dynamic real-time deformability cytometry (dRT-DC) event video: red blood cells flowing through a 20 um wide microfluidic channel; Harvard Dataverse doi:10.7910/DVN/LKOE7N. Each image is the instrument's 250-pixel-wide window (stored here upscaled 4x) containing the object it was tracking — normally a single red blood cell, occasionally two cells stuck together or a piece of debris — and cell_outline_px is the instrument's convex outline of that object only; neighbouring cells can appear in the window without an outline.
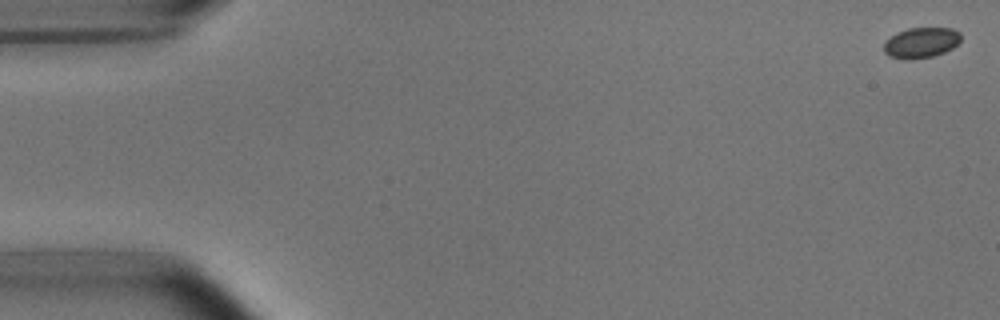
{"species": "common noctule bat (a hibernating species)", "species_latin": "Nyctalus noctula", "temperature_condition": "room temperature", "stored_images_in_passage": 3, "camera_frame_rate_fps": 3000, "um_per_image_px": 0.085, "animal": {"sex": "male", "body_mass_g": 15.6}, "frame": {"image": 1, "passage_image": 1, "time_ms": 0.0, "image_size_px": [1000, 320], "cell_outline_px": [[960, 40], [952, 48], [944, 52], [932, 56], [908, 60], [888, 56], [884, 52], [884, 40], [896, 32], [908, 28], [952, 28], [960, 32]], "centroid_in_image_um": [78.25, 3.62], "position_along_channel_um": 6.8, "area_um2": 13.76}}